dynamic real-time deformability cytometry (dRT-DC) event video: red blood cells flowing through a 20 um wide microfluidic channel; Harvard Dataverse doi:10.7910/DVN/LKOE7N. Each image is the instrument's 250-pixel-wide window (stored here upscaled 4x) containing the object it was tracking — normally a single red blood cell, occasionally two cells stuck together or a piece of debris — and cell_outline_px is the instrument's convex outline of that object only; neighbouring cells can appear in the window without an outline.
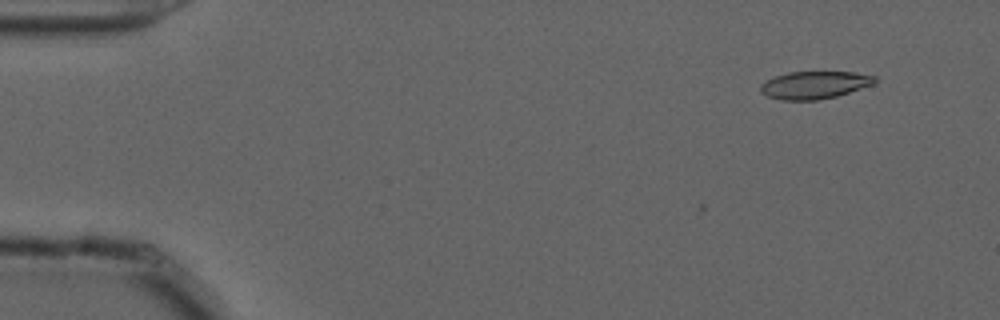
{"species": "common noctule bat (a hibernating species)", "species_latin": "Nyctalus noctula", "temperature_condition": "cold", "stored_images_in_passage": 15, "camera_frame_rate_fps": 3000, "um_per_image_px": 0.085, "animal": {"sex": "male", "forearm_length_mm": 52.5}, "frame": {"image": 1, "passage_image": 5, "time_ms": 1.333, "image_size_px": [1000, 320], "cell_outline_px": [[876, 80], [872, 84], [836, 96], [816, 100], [780, 100], [768, 96], [760, 92], [760, 84], [776, 76], [788, 72], [852, 72], [876, 76]], "centroid_in_image_um": [69.19, 7.22], "position_along_channel_um": 15.8, "area_um2": 18.09}}